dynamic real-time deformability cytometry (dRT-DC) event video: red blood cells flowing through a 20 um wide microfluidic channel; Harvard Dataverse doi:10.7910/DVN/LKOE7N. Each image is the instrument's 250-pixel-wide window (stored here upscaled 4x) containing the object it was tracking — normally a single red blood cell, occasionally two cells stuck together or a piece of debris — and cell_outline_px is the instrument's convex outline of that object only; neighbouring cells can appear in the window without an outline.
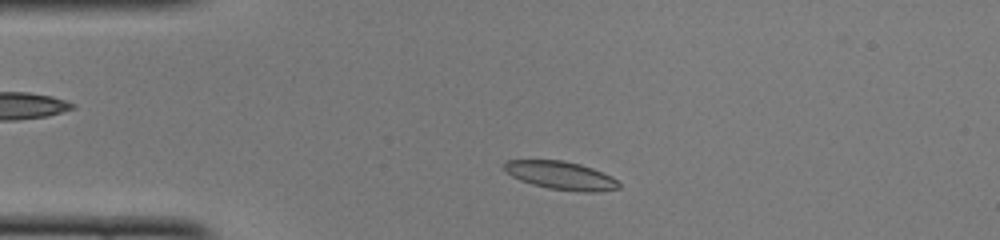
{"species": "common noctule bat (a hibernating species)", "species_latin": "Nyctalus noctula", "temperature_condition": "cold", "stored_images_in_passage": 43, "camera_frame_rate_fps": 3000, "um_per_image_px": 0.085, "animal": {"sex": "female", "body_mass_g": 22.0, "forearm_length_mm": 56.7}, "frame": {"image": 1, "passage_image": 5, "time_ms": 1.333, "image_size_px": [1000, 240], "cell_outline_px": [[620, 188], [596, 192], [580, 192], [548, 188], [532, 184], [520, 180], [512, 176], [504, 168], [504, 160], [564, 160], [580, 164], [592, 168], [612, 176], [620, 184]], "centroid_in_image_um": [47.69, 14.91], "position_along_channel_um": 37.3, "area_um2": 18.84}}
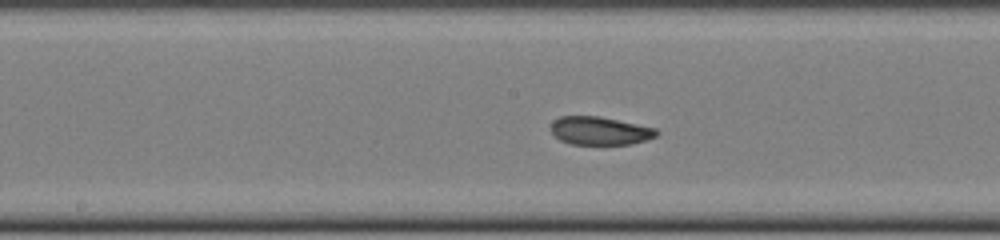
{"frame": {"image": 2, "passage_image": 19, "time_ms": 6.0, "image_size_px": [1000, 240], "cell_outline_px": [[660, 132], [656, 136], [632, 144], [572, 144], [560, 140], [552, 132], [552, 120], [560, 116], [600, 116], [656, 128]], "centroid_in_image_um": [51.0, 11.11], "position_along_channel_um": 197.2, "area_um2": 17.28}}
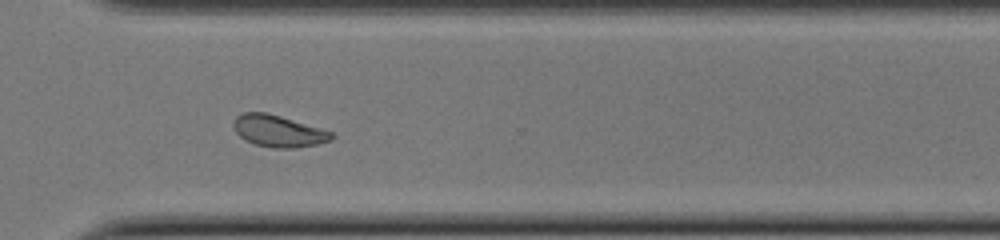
{"frame": {"image": 3, "passage_image": 30, "time_ms": 9.667, "image_size_px": [1000, 240], "cell_outline_px": [[336, 136], [332, 140], [316, 144], [296, 148], [276, 148], [256, 144], [244, 140], [236, 132], [232, 124], [236, 116], [244, 112], [268, 112], [320, 128], [332, 132]], "centroid_in_image_um": [23.66, 11.13], "position_along_channel_um": 346.9, "area_um2": 18.15}, "authors_computed_cell_mechanics": {"area_um2": 18.3226, "velocity_mm_per_s": 4.0709, "shape_relaxation_time_tau1_ms": 7.9106, "shape_relaxation_time_tau2_ms": 2.1993, "deformation_change_tau1": 0.2078, "deformation_change_tau2": 0.0771}}